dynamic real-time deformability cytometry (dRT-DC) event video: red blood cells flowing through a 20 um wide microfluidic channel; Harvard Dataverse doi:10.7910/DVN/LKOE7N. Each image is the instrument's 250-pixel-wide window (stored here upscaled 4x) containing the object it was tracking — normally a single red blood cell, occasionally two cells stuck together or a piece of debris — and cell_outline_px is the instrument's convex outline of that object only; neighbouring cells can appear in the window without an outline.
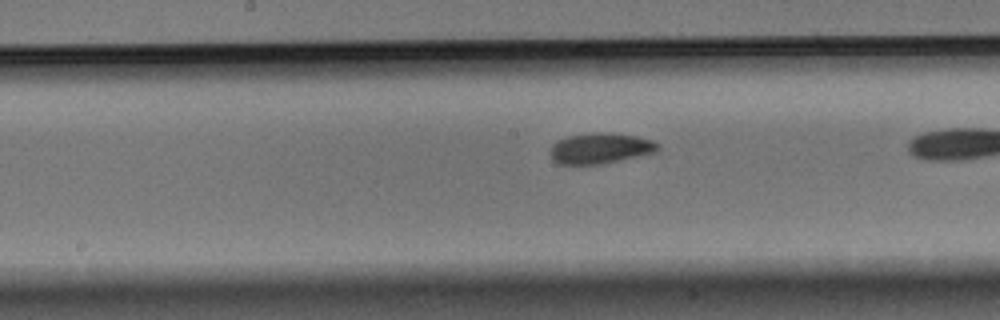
{"species": "Egyptian fruit bat (a non-hibernating species)", "species_latin": "Rousettus aegyptiacus", "temperature_condition": "warm", "stored_images_in_passage": 33, "camera_frame_rate_fps": 3000, "um_per_image_px": 0.085, "animal": {"sex": "male"}, "frame": {"image": 1, "passage_image": 19, "time_ms": 6.0, "image_size_px": [1000, 320], "cell_outline_px": [[660, 148], [652, 152], [620, 160], [600, 164], [560, 164], [552, 160], [548, 152], [552, 144], [556, 140], [568, 136], [592, 132], [612, 132], [636, 136], [652, 140], [660, 144]], "centroid_in_image_um": [50.96, 12.59], "position_along_channel_um": 197.2, "area_um2": 19.36}}